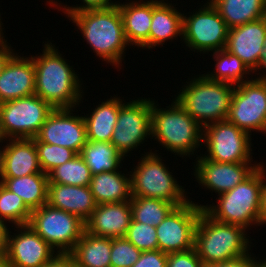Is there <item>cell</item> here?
Returning <instances> with one entry per match:
<instances>
[{
	"mask_svg": "<svg viewBox=\"0 0 266 267\" xmlns=\"http://www.w3.org/2000/svg\"><path fill=\"white\" fill-rule=\"evenodd\" d=\"M137 99L126 103L121 99L117 123L111 138V143L124 158L129 156L126 154L143 144L146 138H152V100Z\"/></svg>",
	"mask_w": 266,
	"mask_h": 267,
	"instance_id": "cell-13",
	"label": "cell"
},
{
	"mask_svg": "<svg viewBox=\"0 0 266 267\" xmlns=\"http://www.w3.org/2000/svg\"><path fill=\"white\" fill-rule=\"evenodd\" d=\"M42 267H78L70 254H57L51 261Z\"/></svg>",
	"mask_w": 266,
	"mask_h": 267,
	"instance_id": "cell-42",
	"label": "cell"
},
{
	"mask_svg": "<svg viewBox=\"0 0 266 267\" xmlns=\"http://www.w3.org/2000/svg\"><path fill=\"white\" fill-rule=\"evenodd\" d=\"M125 175L119 170L92 175L89 188L97 205L131 200V175Z\"/></svg>",
	"mask_w": 266,
	"mask_h": 267,
	"instance_id": "cell-25",
	"label": "cell"
},
{
	"mask_svg": "<svg viewBox=\"0 0 266 267\" xmlns=\"http://www.w3.org/2000/svg\"><path fill=\"white\" fill-rule=\"evenodd\" d=\"M183 39V13L172 3L152 1V21L148 38V50L163 46L165 41Z\"/></svg>",
	"mask_w": 266,
	"mask_h": 267,
	"instance_id": "cell-24",
	"label": "cell"
},
{
	"mask_svg": "<svg viewBox=\"0 0 266 267\" xmlns=\"http://www.w3.org/2000/svg\"><path fill=\"white\" fill-rule=\"evenodd\" d=\"M167 253L160 250L143 251L138 261L132 267H166Z\"/></svg>",
	"mask_w": 266,
	"mask_h": 267,
	"instance_id": "cell-40",
	"label": "cell"
},
{
	"mask_svg": "<svg viewBox=\"0 0 266 267\" xmlns=\"http://www.w3.org/2000/svg\"><path fill=\"white\" fill-rule=\"evenodd\" d=\"M55 47L47 41L42 54L31 56L35 67V95L54 109H76L84 95L82 82L73 66H70Z\"/></svg>",
	"mask_w": 266,
	"mask_h": 267,
	"instance_id": "cell-1",
	"label": "cell"
},
{
	"mask_svg": "<svg viewBox=\"0 0 266 267\" xmlns=\"http://www.w3.org/2000/svg\"><path fill=\"white\" fill-rule=\"evenodd\" d=\"M246 234L242 226L218 222L202 210L194 248L204 266L231 261L250 253L252 242Z\"/></svg>",
	"mask_w": 266,
	"mask_h": 267,
	"instance_id": "cell-5",
	"label": "cell"
},
{
	"mask_svg": "<svg viewBox=\"0 0 266 267\" xmlns=\"http://www.w3.org/2000/svg\"><path fill=\"white\" fill-rule=\"evenodd\" d=\"M266 225V169H265V179L261 192V209H260V225Z\"/></svg>",
	"mask_w": 266,
	"mask_h": 267,
	"instance_id": "cell-46",
	"label": "cell"
},
{
	"mask_svg": "<svg viewBox=\"0 0 266 267\" xmlns=\"http://www.w3.org/2000/svg\"><path fill=\"white\" fill-rule=\"evenodd\" d=\"M175 99L202 127L226 120L235 85L209 79L205 74L192 77Z\"/></svg>",
	"mask_w": 266,
	"mask_h": 267,
	"instance_id": "cell-6",
	"label": "cell"
},
{
	"mask_svg": "<svg viewBox=\"0 0 266 267\" xmlns=\"http://www.w3.org/2000/svg\"><path fill=\"white\" fill-rule=\"evenodd\" d=\"M190 14L183 13V41L191 51L206 54L226 47L229 28L210 1Z\"/></svg>",
	"mask_w": 266,
	"mask_h": 267,
	"instance_id": "cell-11",
	"label": "cell"
},
{
	"mask_svg": "<svg viewBox=\"0 0 266 267\" xmlns=\"http://www.w3.org/2000/svg\"><path fill=\"white\" fill-rule=\"evenodd\" d=\"M194 176L197 182L215 193L222 194L233 189L237 184L248 178L261 164V162L226 163L196 157Z\"/></svg>",
	"mask_w": 266,
	"mask_h": 267,
	"instance_id": "cell-17",
	"label": "cell"
},
{
	"mask_svg": "<svg viewBox=\"0 0 266 267\" xmlns=\"http://www.w3.org/2000/svg\"><path fill=\"white\" fill-rule=\"evenodd\" d=\"M202 210L192 200L176 206L156 227L158 250L168 254L194 248L195 231Z\"/></svg>",
	"mask_w": 266,
	"mask_h": 267,
	"instance_id": "cell-14",
	"label": "cell"
},
{
	"mask_svg": "<svg viewBox=\"0 0 266 267\" xmlns=\"http://www.w3.org/2000/svg\"><path fill=\"white\" fill-rule=\"evenodd\" d=\"M31 213L32 211L25 205L22 198L0 182V220L15 226L27 225Z\"/></svg>",
	"mask_w": 266,
	"mask_h": 267,
	"instance_id": "cell-34",
	"label": "cell"
},
{
	"mask_svg": "<svg viewBox=\"0 0 266 267\" xmlns=\"http://www.w3.org/2000/svg\"><path fill=\"white\" fill-rule=\"evenodd\" d=\"M124 237L142 252L158 250L156 227L154 226L132 219Z\"/></svg>",
	"mask_w": 266,
	"mask_h": 267,
	"instance_id": "cell-36",
	"label": "cell"
},
{
	"mask_svg": "<svg viewBox=\"0 0 266 267\" xmlns=\"http://www.w3.org/2000/svg\"><path fill=\"white\" fill-rule=\"evenodd\" d=\"M132 219L157 227L176 207L174 203L148 197H131Z\"/></svg>",
	"mask_w": 266,
	"mask_h": 267,
	"instance_id": "cell-32",
	"label": "cell"
},
{
	"mask_svg": "<svg viewBox=\"0 0 266 267\" xmlns=\"http://www.w3.org/2000/svg\"><path fill=\"white\" fill-rule=\"evenodd\" d=\"M0 182L21 197L31 211L47 204L49 180L46 173H35L17 178H1Z\"/></svg>",
	"mask_w": 266,
	"mask_h": 267,
	"instance_id": "cell-28",
	"label": "cell"
},
{
	"mask_svg": "<svg viewBox=\"0 0 266 267\" xmlns=\"http://www.w3.org/2000/svg\"><path fill=\"white\" fill-rule=\"evenodd\" d=\"M38 160L43 173L47 175L56 167L77 155L73 150L54 144L35 142Z\"/></svg>",
	"mask_w": 266,
	"mask_h": 267,
	"instance_id": "cell-35",
	"label": "cell"
},
{
	"mask_svg": "<svg viewBox=\"0 0 266 267\" xmlns=\"http://www.w3.org/2000/svg\"><path fill=\"white\" fill-rule=\"evenodd\" d=\"M263 264L262 260H256L251 252L243 257L226 261V267H260Z\"/></svg>",
	"mask_w": 266,
	"mask_h": 267,
	"instance_id": "cell-41",
	"label": "cell"
},
{
	"mask_svg": "<svg viewBox=\"0 0 266 267\" xmlns=\"http://www.w3.org/2000/svg\"><path fill=\"white\" fill-rule=\"evenodd\" d=\"M0 267H10L6 254L0 255Z\"/></svg>",
	"mask_w": 266,
	"mask_h": 267,
	"instance_id": "cell-48",
	"label": "cell"
},
{
	"mask_svg": "<svg viewBox=\"0 0 266 267\" xmlns=\"http://www.w3.org/2000/svg\"><path fill=\"white\" fill-rule=\"evenodd\" d=\"M54 108L38 95L0 103V131L7 139H33Z\"/></svg>",
	"mask_w": 266,
	"mask_h": 267,
	"instance_id": "cell-8",
	"label": "cell"
},
{
	"mask_svg": "<svg viewBox=\"0 0 266 267\" xmlns=\"http://www.w3.org/2000/svg\"><path fill=\"white\" fill-rule=\"evenodd\" d=\"M158 105L157 101L152 100V139L158 140L157 142L167 151L180 157L190 158V155H194V151L200 145L203 146V127L186 112L176 99H173L171 106H166V108H160Z\"/></svg>",
	"mask_w": 266,
	"mask_h": 267,
	"instance_id": "cell-3",
	"label": "cell"
},
{
	"mask_svg": "<svg viewBox=\"0 0 266 267\" xmlns=\"http://www.w3.org/2000/svg\"><path fill=\"white\" fill-rule=\"evenodd\" d=\"M81 35L95 55L119 68L129 43L126 40L118 5L112 8L91 9L70 15Z\"/></svg>",
	"mask_w": 266,
	"mask_h": 267,
	"instance_id": "cell-2",
	"label": "cell"
},
{
	"mask_svg": "<svg viewBox=\"0 0 266 267\" xmlns=\"http://www.w3.org/2000/svg\"><path fill=\"white\" fill-rule=\"evenodd\" d=\"M124 33L129 45L148 49V38L152 21V0L124 2L118 4Z\"/></svg>",
	"mask_w": 266,
	"mask_h": 267,
	"instance_id": "cell-22",
	"label": "cell"
},
{
	"mask_svg": "<svg viewBox=\"0 0 266 267\" xmlns=\"http://www.w3.org/2000/svg\"><path fill=\"white\" fill-rule=\"evenodd\" d=\"M4 33H0V74L7 63V61L10 59V57L14 54V49L11 48V45L8 44L7 40L3 39Z\"/></svg>",
	"mask_w": 266,
	"mask_h": 267,
	"instance_id": "cell-43",
	"label": "cell"
},
{
	"mask_svg": "<svg viewBox=\"0 0 266 267\" xmlns=\"http://www.w3.org/2000/svg\"><path fill=\"white\" fill-rule=\"evenodd\" d=\"M263 43H264V45L262 47V51L260 54L258 65L255 67V69L252 71V73L254 74L255 72H259L257 70H260V72L262 71L263 74L262 73L260 74V72L258 73L259 77H258V74L255 73L257 75V77H255V79L258 81L266 82V38H265ZM262 69L265 71H263Z\"/></svg>",
	"mask_w": 266,
	"mask_h": 267,
	"instance_id": "cell-44",
	"label": "cell"
},
{
	"mask_svg": "<svg viewBox=\"0 0 266 267\" xmlns=\"http://www.w3.org/2000/svg\"><path fill=\"white\" fill-rule=\"evenodd\" d=\"M212 55L216 64L214 71L205 73L209 79L236 86L242 84L245 78V81L250 78L246 77L252 73L248 66L238 56L228 52L225 48L213 52Z\"/></svg>",
	"mask_w": 266,
	"mask_h": 267,
	"instance_id": "cell-31",
	"label": "cell"
},
{
	"mask_svg": "<svg viewBox=\"0 0 266 267\" xmlns=\"http://www.w3.org/2000/svg\"><path fill=\"white\" fill-rule=\"evenodd\" d=\"M227 27L233 28L266 17V0H208Z\"/></svg>",
	"mask_w": 266,
	"mask_h": 267,
	"instance_id": "cell-29",
	"label": "cell"
},
{
	"mask_svg": "<svg viewBox=\"0 0 266 267\" xmlns=\"http://www.w3.org/2000/svg\"><path fill=\"white\" fill-rule=\"evenodd\" d=\"M3 138L2 134H1V131H0V140Z\"/></svg>",
	"mask_w": 266,
	"mask_h": 267,
	"instance_id": "cell-53",
	"label": "cell"
},
{
	"mask_svg": "<svg viewBox=\"0 0 266 267\" xmlns=\"http://www.w3.org/2000/svg\"><path fill=\"white\" fill-rule=\"evenodd\" d=\"M142 251L125 237L111 238V267H132Z\"/></svg>",
	"mask_w": 266,
	"mask_h": 267,
	"instance_id": "cell-37",
	"label": "cell"
},
{
	"mask_svg": "<svg viewBox=\"0 0 266 267\" xmlns=\"http://www.w3.org/2000/svg\"><path fill=\"white\" fill-rule=\"evenodd\" d=\"M47 204L76 215L84 222L90 218L97 206L89 186L58 183H48Z\"/></svg>",
	"mask_w": 266,
	"mask_h": 267,
	"instance_id": "cell-21",
	"label": "cell"
},
{
	"mask_svg": "<svg viewBox=\"0 0 266 267\" xmlns=\"http://www.w3.org/2000/svg\"><path fill=\"white\" fill-rule=\"evenodd\" d=\"M7 225L9 224L0 220V255L6 254L7 250V235L10 231Z\"/></svg>",
	"mask_w": 266,
	"mask_h": 267,
	"instance_id": "cell-45",
	"label": "cell"
},
{
	"mask_svg": "<svg viewBox=\"0 0 266 267\" xmlns=\"http://www.w3.org/2000/svg\"><path fill=\"white\" fill-rule=\"evenodd\" d=\"M253 79L235 86L227 120L250 135L266 134V82Z\"/></svg>",
	"mask_w": 266,
	"mask_h": 267,
	"instance_id": "cell-12",
	"label": "cell"
},
{
	"mask_svg": "<svg viewBox=\"0 0 266 267\" xmlns=\"http://www.w3.org/2000/svg\"><path fill=\"white\" fill-rule=\"evenodd\" d=\"M262 262H263V265L266 267V258Z\"/></svg>",
	"mask_w": 266,
	"mask_h": 267,
	"instance_id": "cell-51",
	"label": "cell"
},
{
	"mask_svg": "<svg viewBox=\"0 0 266 267\" xmlns=\"http://www.w3.org/2000/svg\"><path fill=\"white\" fill-rule=\"evenodd\" d=\"M15 228L17 233L11 235L8 231L7 235L6 255L10 267H42L58 254L29 224Z\"/></svg>",
	"mask_w": 266,
	"mask_h": 267,
	"instance_id": "cell-16",
	"label": "cell"
},
{
	"mask_svg": "<svg viewBox=\"0 0 266 267\" xmlns=\"http://www.w3.org/2000/svg\"><path fill=\"white\" fill-rule=\"evenodd\" d=\"M0 17H1V15H0ZM2 25H3V23H2V21H1V18H0V33H3V28H2Z\"/></svg>",
	"mask_w": 266,
	"mask_h": 267,
	"instance_id": "cell-50",
	"label": "cell"
},
{
	"mask_svg": "<svg viewBox=\"0 0 266 267\" xmlns=\"http://www.w3.org/2000/svg\"><path fill=\"white\" fill-rule=\"evenodd\" d=\"M72 112H75L73 108L54 109L33 138L34 141L63 146L80 154L87 142L86 126L83 115Z\"/></svg>",
	"mask_w": 266,
	"mask_h": 267,
	"instance_id": "cell-15",
	"label": "cell"
},
{
	"mask_svg": "<svg viewBox=\"0 0 266 267\" xmlns=\"http://www.w3.org/2000/svg\"><path fill=\"white\" fill-rule=\"evenodd\" d=\"M92 173L80 154L54 168L48 174L49 183L89 186Z\"/></svg>",
	"mask_w": 266,
	"mask_h": 267,
	"instance_id": "cell-33",
	"label": "cell"
},
{
	"mask_svg": "<svg viewBox=\"0 0 266 267\" xmlns=\"http://www.w3.org/2000/svg\"><path fill=\"white\" fill-rule=\"evenodd\" d=\"M266 38V17L228 30L225 49L238 56L253 71L258 65Z\"/></svg>",
	"mask_w": 266,
	"mask_h": 267,
	"instance_id": "cell-18",
	"label": "cell"
},
{
	"mask_svg": "<svg viewBox=\"0 0 266 267\" xmlns=\"http://www.w3.org/2000/svg\"><path fill=\"white\" fill-rule=\"evenodd\" d=\"M80 155L89 167L92 175L118 171L124 157L111 142L87 140Z\"/></svg>",
	"mask_w": 266,
	"mask_h": 267,
	"instance_id": "cell-30",
	"label": "cell"
},
{
	"mask_svg": "<svg viewBox=\"0 0 266 267\" xmlns=\"http://www.w3.org/2000/svg\"><path fill=\"white\" fill-rule=\"evenodd\" d=\"M264 162L242 183L219 194L217 205H199L214 220L242 226L260 225L261 192L265 179ZM249 227V228H248Z\"/></svg>",
	"mask_w": 266,
	"mask_h": 267,
	"instance_id": "cell-4",
	"label": "cell"
},
{
	"mask_svg": "<svg viewBox=\"0 0 266 267\" xmlns=\"http://www.w3.org/2000/svg\"><path fill=\"white\" fill-rule=\"evenodd\" d=\"M83 2V4L79 5V6H76L74 5L73 7L72 6H68L67 7V4L63 7H60L62 6L61 4L62 3H58L56 1H53V0H49L47 1L51 6L53 7H56L59 10H62L64 12L65 15H67V18L70 16V15H73L77 12H80V11H84V10H91V9H105V8H112L116 5L119 4L118 1L116 2H113L112 0H80ZM59 5V6H58ZM60 7V9L58 7Z\"/></svg>",
	"mask_w": 266,
	"mask_h": 267,
	"instance_id": "cell-38",
	"label": "cell"
},
{
	"mask_svg": "<svg viewBox=\"0 0 266 267\" xmlns=\"http://www.w3.org/2000/svg\"><path fill=\"white\" fill-rule=\"evenodd\" d=\"M120 107V97L111 96L110 99L98 104L90 115L83 116L87 140L111 142Z\"/></svg>",
	"mask_w": 266,
	"mask_h": 267,
	"instance_id": "cell-26",
	"label": "cell"
},
{
	"mask_svg": "<svg viewBox=\"0 0 266 267\" xmlns=\"http://www.w3.org/2000/svg\"><path fill=\"white\" fill-rule=\"evenodd\" d=\"M158 153L147 152L142 154L140 162L131 169V195L132 197H148L162 199L176 206L184 205L190 201L186 196L184 187L179 185L161 159ZM160 156V157H159Z\"/></svg>",
	"mask_w": 266,
	"mask_h": 267,
	"instance_id": "cell-7",
	"label": "cell"
},
{
	"mask_svg": "<svg viewBox=\"0 0 266 267\" xmlns=\"http://www.w3.org/2000/svg\"><path fill=\"white\" fill-rule=\"evenodd\" d=\"M4 140V141H3ZM5 138H2L0 140V143L5 142ZM4 148H2L0 146V179L2 178L3 175V170H4V154H5V145L3 146Z\"/></svg>",
	"mask_w": 266,
	"mask_h": 267,
	"instance_id": "cell-47",
	"label": "cell"
},
{
	"mask_svg": "<svg viewBox=\"0 0 266 267\" xmlns=\"http://www.w3.org/2000/svg\"><path fill=\"white\" fill-rule=\"evenodd\" d=\"M35 94V67L32 57L14 53L0 74V103Z\"/></svg>",
	"mask_w": 266,
	"mask_h": 267,
	"instance_id": "cell-19",
	"label": "cell"
},
{
	"mask_svg": "<svg viewBox=\"0 0 266 267\" xmlns=\"http://www.w3.org/2000/svg\"><path fill=\"white\" fill-rule=\"evenodd\" d=\"M29 225L59 254H69L85 231L79 217L48 204L32 210Z\"/></svg>",
	"mask_w": 266,
	"mask_h": 267,
	"instance_id": "cell-9",
	"label": "cell"
},
{
	"mask_svg": "<svg viewBox=\"0 0 266 267\" xmlns=\"http://www.w3.org/2000/svg\"><path fill=\"white\" fill-rule=\"evenodd\" d=\"M6 141L2 178L43 173L34 139H8Z\"/></svg>",
	"mask_w": 266,
	"mask_h": 267,
	"instance_id": "cell-23",
	"label": "cell"
},
{
	"mask_svg": "<svg viewBox=\"0 0 266 267\" xmlns=\"http://www.w3.org/2000/svg\"><path fill=\"white\" fill-rule=\"evenodd\" d=\"M152 1H157V2H164V0H159V1H158V0H152Z\"/></svg>",
	"mask_w": 266,
	"mask_h": 267,
	"instance_id": "cell-52",
	"label": "cell"
},
{
	"mask_svg": "<svg viewBox=\"0 0 266 267\" xmlns=\"http://www.w3.org/2000/svg\"><path fill=\"white\" fill-rule=\"evenodd\" d=\"M131 220L130 201L99 204L85 222V231L99 237H124Z\"/></svg>",
	"mask_w": 266,
	"mask_h": 267,
	"instance_id": "cell-20",
	"label": "cell"
},
{
	"mask_svg": "<svg viewBox=\"0 0 266 267\" xmlns=\"http://www.w3.org/2000/svg\"><path fill=\"white\" fill-rule=\"evenodd\" d=\"M251 135L226 120L203 127L205 159L215 162H253ZM206 144V145H205Z\"/></svg>",
	"mask_w": 266,
	"mask_h": 267,
	"instance_id": "cell-10",
	"label": "cell"
},
{
	"mask_svg": "<svg viewBox=\"0 0 266 267\" xmlns=\"http://www.w3.org/2000/svg\"><path fill=\"white\" fill-rule=\"evenodd\" d=\"M69 254L78 267H111V238L84 231Z\"/></svg>",
	"mask_w": 266,
	"mask_h": 267,
	"instance_id": "cell-27",
	"label": "cell"
},
{
	"mask_svg": "<svg viewBox=\"0 0 266 267\" xmlns=\"http://www.w3.org/2000/svg\"><path fill=\"white\" fill-rule=\"evenodd\" d=\"M166 267H204V265L195 248H192L187 251L168 253Z\"/></svg>",
	"mask_w": 266,
	"mask_h": 267,
	"instance_id": "cell-39",
	"label": "cell"
},
{
	"mask_svg": "<svg viewBox=\"0 0 266 267\" xmlns=\"http://www.w3.org/2000/svg\"><path fill=\"white\" fill-rule=\"evenodd\" d=\"M204 267H226V262L217 263L215 265H205Z\"/></svg>",
	"mask_w": 266,
	"mask_h": 267,
	"instance_id": "cell-49",
	"label": "cell"
}]
</instances>
